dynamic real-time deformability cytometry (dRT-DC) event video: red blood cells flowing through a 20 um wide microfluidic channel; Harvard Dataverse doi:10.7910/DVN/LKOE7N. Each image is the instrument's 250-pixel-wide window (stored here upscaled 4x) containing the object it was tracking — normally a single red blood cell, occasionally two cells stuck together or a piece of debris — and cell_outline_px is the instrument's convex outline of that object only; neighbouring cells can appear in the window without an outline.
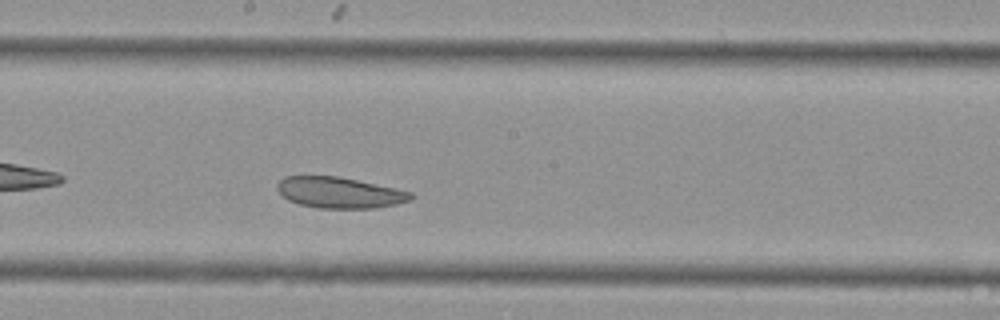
{"species": "Egyptian fruit bat (a non-hibernating species)", "species_latin": "Rousettus aegyptiacus", "temperature_condition": "cold", "stored_images_in_passage": 33, "camera_frame_rate_fps": 3000, "um_per_image_px": 0.085, "animal": {"sex": "female"}, "frame": {"image": 1, "passage_image": 14, "time_ms": 4.333, "image_size_px": [1000, 320], "cell_outline_px": [[412, 196], [408, 200], [396, 204], [372, 208], [316, 208], [300, 204], [288, 200], [276, 188], [276, 184], [284, 176], [336, 176], [396, 188], [412, 192]], "centroid_in_image_um": [28.82, 16.37], "position_along_channel_um": 219.4, "area_um2": 23.87}}